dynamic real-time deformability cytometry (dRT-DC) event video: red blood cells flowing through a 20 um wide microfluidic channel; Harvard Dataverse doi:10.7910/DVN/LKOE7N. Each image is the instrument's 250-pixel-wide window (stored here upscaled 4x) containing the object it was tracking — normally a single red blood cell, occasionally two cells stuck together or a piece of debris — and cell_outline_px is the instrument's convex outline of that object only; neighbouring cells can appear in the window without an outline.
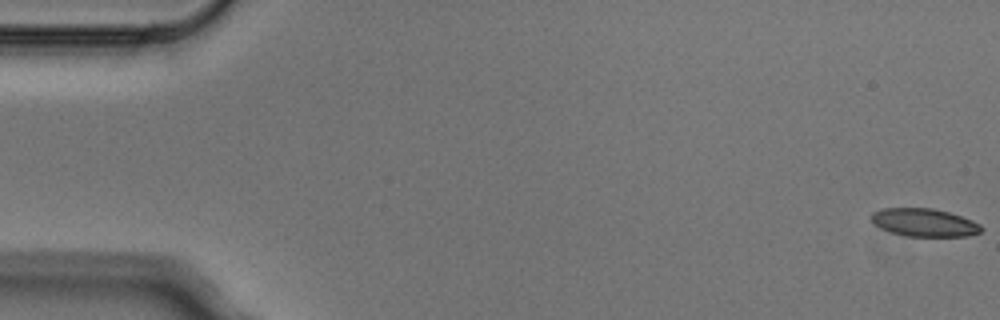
{"species": "Egyptian fruit bat (a non-hibernating species)", "species_latin": "Rousettus aegyptiacus", "temperature_condition": "cold", "stored_images_in_passage": 6, "segment_of_instrument_passage": [1, 2], "camera_frame_rate_fps": 3000, "um_per_image_px": 0.085, "animal": {"sex": "male"}, "frame": {"image": 1, "passage_image": 1, "time_ms": 0.0, "image_size_px": [1000, 320], "cell_outline_px": [[984, 228], [980, 232], [968, 236], [908, 236], [892, 232], [880, 228], [872, 220], [872, 212], [880, 208], [932, 208], [948, 212], [972, 220], [980, 224]], "centroid_in_image_um": [78.58, 18.91], "position_along_channel_um": 6.4, "area_um2": 17.8}}
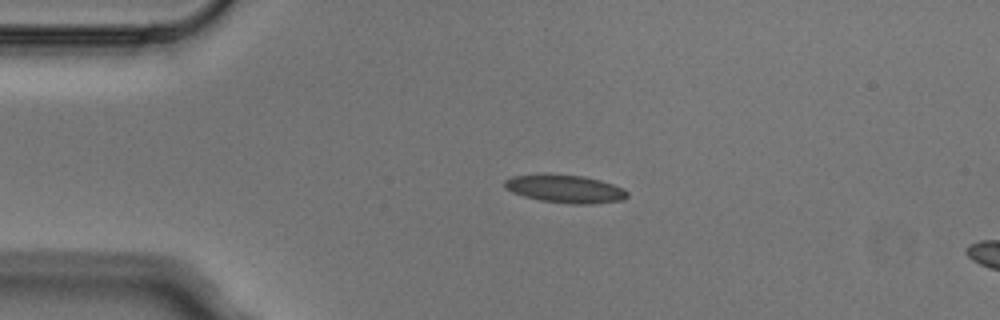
{"frame": {"image": 2, "passage_image": 4, "time_ms": 1.0, "image_size_px": [1000, 320], "cell_outline_px": [[628, 196], [624, 200], [592, 204], [568, 204], [540, 200], [524, 196], [512, 192], [504, 188], [504, 180], [512, 176], [584, 176], [600, 180], [624, 188], [628, 192]], "centroid_in_image_um": [48.1, 16.09], "position_along_channel_um": 36.9, "area_um2": 19.54}}